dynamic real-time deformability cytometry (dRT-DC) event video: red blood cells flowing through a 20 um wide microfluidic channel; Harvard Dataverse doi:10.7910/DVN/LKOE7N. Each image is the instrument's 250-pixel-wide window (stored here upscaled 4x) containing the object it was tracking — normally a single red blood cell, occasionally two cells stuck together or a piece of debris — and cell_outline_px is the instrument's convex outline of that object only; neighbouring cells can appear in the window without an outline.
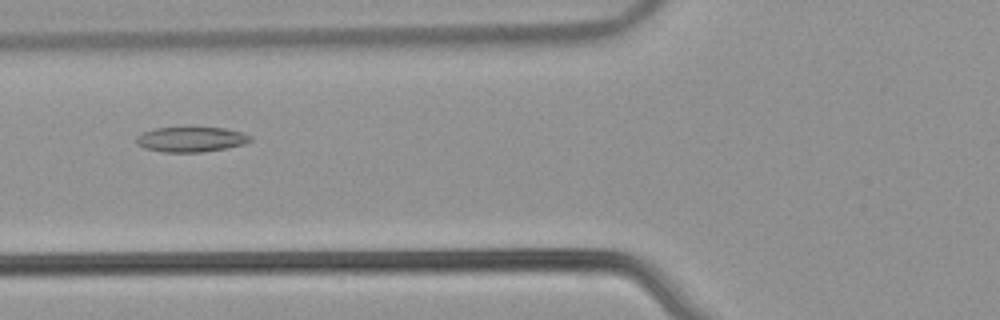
{"species": "common noctule bat (a hibernating species)", "species_latin": "Nyctalus noctula", "temperature_condition": "warm", "stored_images_in_passage": 42, "camera_frame_rate_fps": 3000, "um_per_image_px": 0.085, "animal": {"sex": "male", "body_mass_g": 21.5, "forearm_length_mm": 52.0}, "frame": {"image": 1, "passage_image": 21, "time_ms": 6.667, "image_size_px": [1000, 320], "cell_outline_px": [[252, 140], [244, 144], [224, 148], [200, 152], [164, 152], [144, 148], [136, 144], [136, 136], [144, 132], [156, 128], [224, 128], [244, 132], [252, 136]], "centroid_in_image_um": [16.24, 11.85], "position_along_channel_um": 109.6, "area_um2": 16.53}}
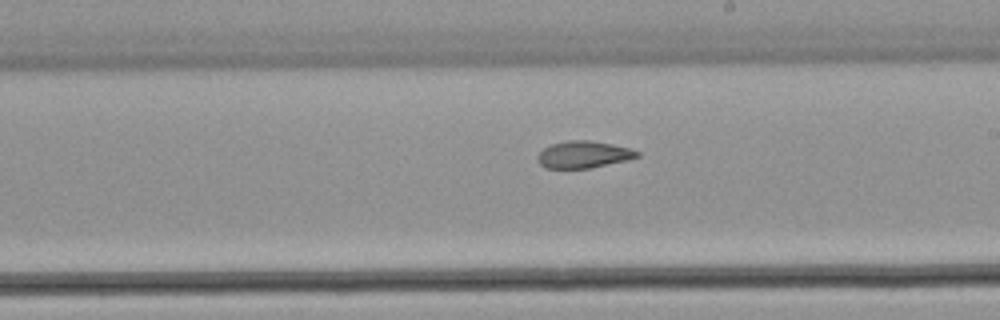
{"frame": {"image": 2, "passage_image": 31, "time_ms": 10.0, "image_size_px": [1000, 320], "cell_outline_px": [[640, 156], [628, 160], [588, 168], [544, 168], [536, 160], [536, 156], [544, 148], [552, 144], [568, 140], [588, 140], [612, 144], [628, 148], [640, 152]], "centroid_in_image_um": [49.58, 13.14], "position_along_channel_um": 239.4, "area_um2": 15.61}}
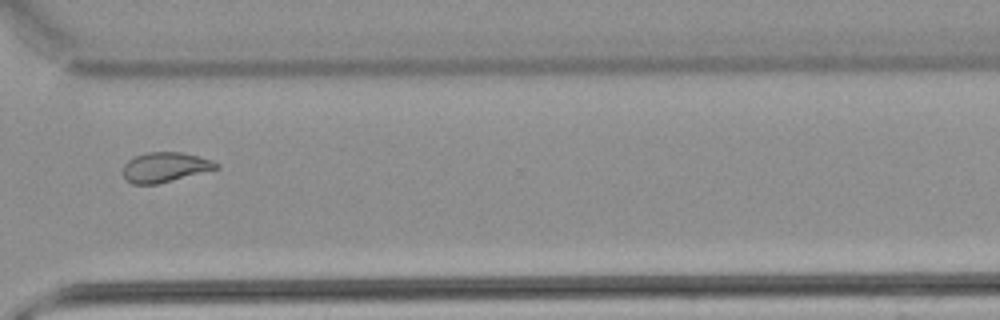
{"frame": {"image": 3, "passage_image": 40, "time_ms": 13.0, "image_size_px": [1000, 320], "cell_outline_px": [[220, 168], [156, 184], [132, 184], [124, 180], [124, 164], [132, 156], [148, 152], [180, 152], [212, 160], [220, 164]], "centroid_in_image_um": [14.0, 14.21], "position_along_channel_um": 356.6, "area_um2": 16.18}, "authors_computed_cell_mechanics": {"area_um2": 17.1955, "velocity_mm_per_s": 3.9017, "shape_relaxation_time_tau1_ms": null, "shape_relaxation_time_tau2_ms": 3.3903, "deformation_change_tau1": null, "deformation_change_tau2": 0.1018}}